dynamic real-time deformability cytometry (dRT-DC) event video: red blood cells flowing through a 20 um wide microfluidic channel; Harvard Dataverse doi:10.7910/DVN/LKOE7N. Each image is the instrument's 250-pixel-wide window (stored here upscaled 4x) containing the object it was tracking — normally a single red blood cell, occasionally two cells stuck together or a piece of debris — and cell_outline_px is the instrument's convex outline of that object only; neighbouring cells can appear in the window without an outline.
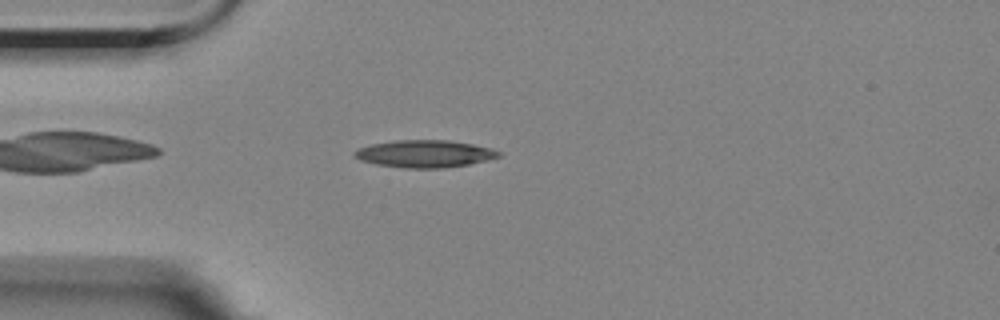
{"species": "Egyptian fruit bat (a non-hibernating species)", "species_latin": "Rousettus aegyptiacus", "temperature_condition": "room temperature", "stored_images_in_passage": 8, "camera_frame_rate_fps": 3000, "um_per_image_px": 0.085, "animal": {"sex": "female"}, "frame": {"image": 1, "passage_image": 4, "time_ms": 1.0, "image_size_px": [1000, 320], "cell_outline_px": [[500, 156], [468, 164], [444, 168], [404, 168], [376, 164], [360, 160], [352, 156], [352, 152], [360, 148], [372, 144], [396, 140], [448, 140], [472, 144], [492, 148], [500, 152]], "centroid_in_image_um": [36.06, 13.07], "position_along_channel_um": 48.9, "area_um2": 22.83}}